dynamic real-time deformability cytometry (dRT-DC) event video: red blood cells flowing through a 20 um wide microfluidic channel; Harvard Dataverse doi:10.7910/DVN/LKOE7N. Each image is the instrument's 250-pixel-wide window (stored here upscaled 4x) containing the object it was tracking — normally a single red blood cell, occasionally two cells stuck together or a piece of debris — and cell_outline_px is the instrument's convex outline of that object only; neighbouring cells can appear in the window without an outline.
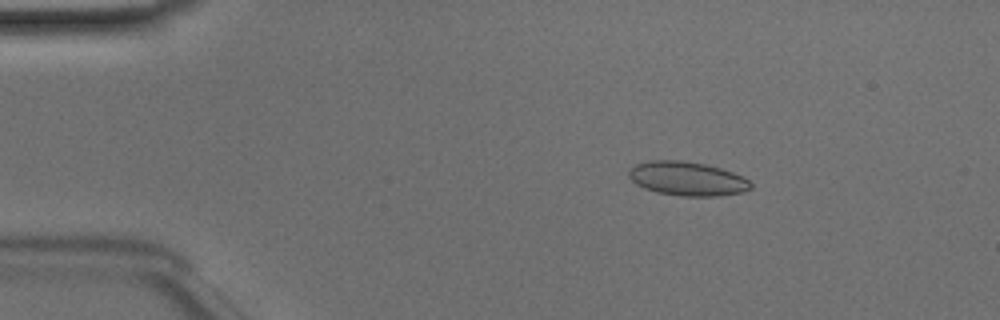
{"species": "Egyptian fruit bat (a non-hibernating species)", "species_latin": "Rousettus aegyptiacus", "temperature_condition": "room temperature", "stored_images_in_passage": 49, "camera_frame_rate_fps": 3000, "um_per_image_px": 0.085, "animal": {"sex": "male"}, "frame": {"image": 1, "passage_image": 8, "time_ms": 2.333, "image_size_px": [1000, 320], "cell_outline_px": [[752, 188], [740, 192], [720, 196], [680, 196], [656, 192], [644, 188], [636, 184], [628, 176], [628, 172], [636, 164], [652, 160], [680, 160], [704, 164], [720, 168], [744, 176], [752, 184]], "centroid_in_image_um": [58.42, 15.19], "position_along_channel_um": 26.6, "area_um2": 24.1}}
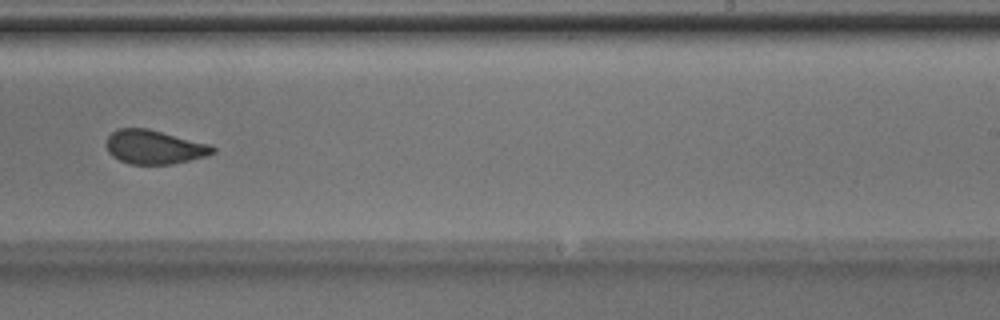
{"frame": {"image": 2, "passage_image": 31, "time_ms": 10.0, "image_size_px": [1000, 320], "cell_outline_px": [[216, 152], [208, 156], [172, 164], [128, 164], [112, 156], [108, 152], [104, 144], [108, 136], [116, 128], [148, 128], [212, 144], [216, 148]], "centroid_in_image_um": [13.13, 12.49], "position_along_channel_um": 275.9, "area_um2": 21.5}}
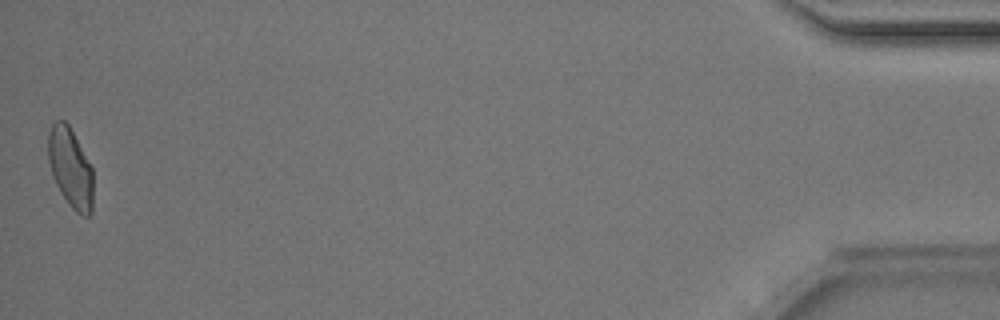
{"frame": {"image": 3, "passage_image": 49, "time_ms": 16.0, "image_size_px": [1000, 320], "cell_outline_px": [[92, 212], [88, 216], [80, 216], [68, 204], [60, 192], [52, 176], [48, 160], [48, 132], [52, 120], [64, 120], [68, 124], [92, 168]], "centroid_in_image_um": [5.96, 14.27], "position_along_channel_um": 429.2, "area_um2": 20.92}, "authors_computed_cell_mechanics": {"area_um2": 21.964, "velocity_mm_per_s": 4.1041, "shape_relaxation_time_tau1_ms": 7.8744, "shape_relaxation_time_tau2_ms": null, "deformation_change_tau1": 0.1432, "deformation_change_tau2": null}}